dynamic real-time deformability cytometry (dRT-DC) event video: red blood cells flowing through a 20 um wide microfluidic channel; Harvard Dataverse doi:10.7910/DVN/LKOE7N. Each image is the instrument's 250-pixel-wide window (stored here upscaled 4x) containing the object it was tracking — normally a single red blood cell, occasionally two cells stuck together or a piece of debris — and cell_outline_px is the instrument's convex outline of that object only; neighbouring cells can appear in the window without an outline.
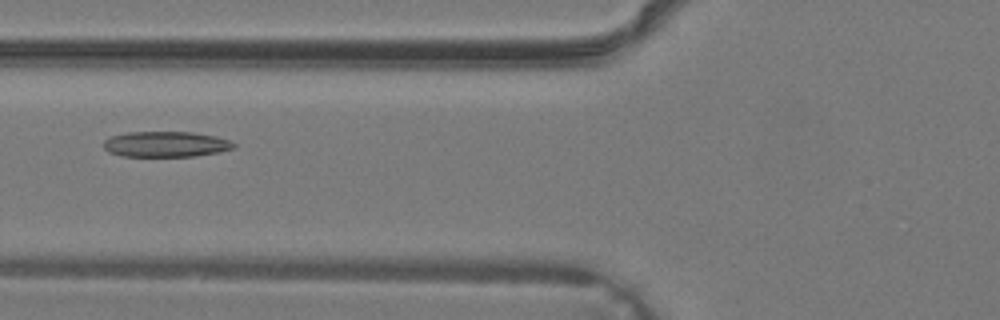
{"species": "common noctule bat (a hibernating species)", "species_latin": "Nyctalus noctula", "temperature_condition": "warm", "stored_images_in_passage": 17, "camera_frame_rate_fps": 3000, "um_per_image_px": 0.085, "animal": {"sex": "male", "body_mass_g": 19.2, "forearm_length_mm": 51.8}, "frame": {"image": 1, "passage_image": 3, "time_ms": 0.667, "image_size_px": [1000, 320], "cell_outline_px": [[236, 148], [220, 152], [196, 156], [124, 156], [108, 152], [104, 148], [104, 140], [112, 136], [128, 132], [192, 132], [216, 136], [228, 140], [236, 144]], "centroid_in_image_um": [14.13, 12.26], "position_along_channel_um": 111.7, "area_um2": 19.42}}
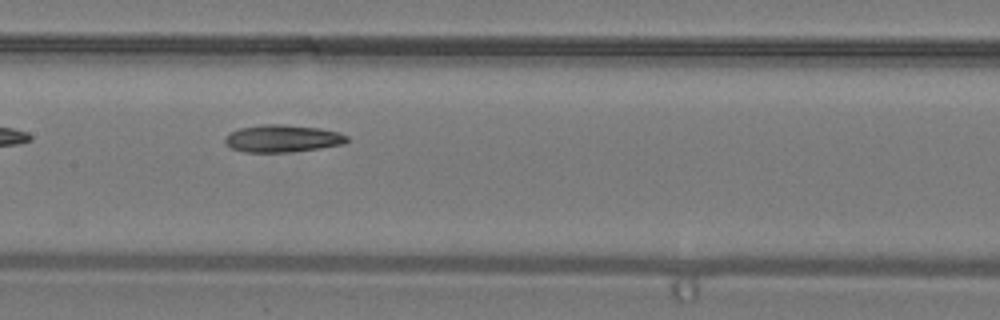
{"frame": {"image": 2, "passage_image": 7, "time_ms": 2.0, "image_size_px": [1000, 320], "cell_outline_px": [[348, 140], [344, 144], [320, 148], [292, 152], [244, 152], [232, 148], [224, 140], [232, 132], [240, 128], [264, 124], [280, 124], [320, 128], [340, 132], [348, 136]], "centroid_in_image_um": [24.07, 11.77], "position_along_channel_um": 183.3, "area_um2": 19.31}}
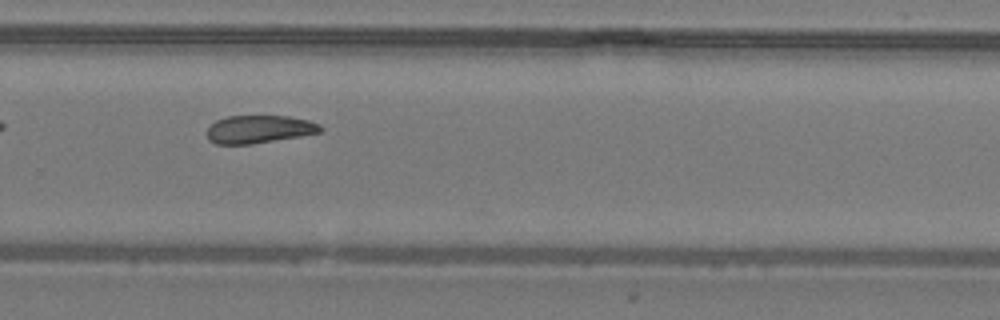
{"frame": {"image": 3, "passage_image": 14, "time_ms": 4.333, "image_size_px": [1000, 320], "cell_outline_px": [[324, 128], [320, 132], [300, 136], [252, 144], [216, 144], [208, 140], [208, 128], [216, 120], [228, 116], [288, 116], [308, 120], [320, 124]], "centroid_in_image_um": [22.04, 10.98], "position_along_channel_um": 307.8, "area_um2": 18.38}}